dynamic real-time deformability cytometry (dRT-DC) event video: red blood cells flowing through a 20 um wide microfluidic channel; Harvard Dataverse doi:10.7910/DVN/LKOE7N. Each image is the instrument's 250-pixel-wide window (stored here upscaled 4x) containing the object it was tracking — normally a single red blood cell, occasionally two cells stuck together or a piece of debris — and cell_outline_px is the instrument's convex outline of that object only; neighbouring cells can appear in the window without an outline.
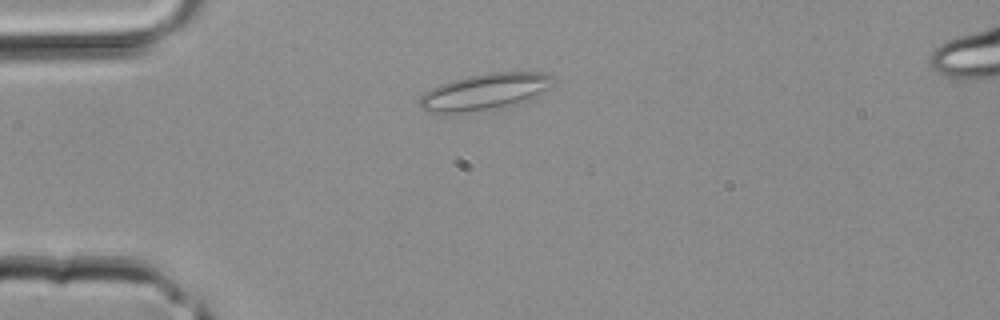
{"species": "common noctule bat (a hibernating species)", "species_latin": "Nyctalus noctula", "temperature_condition": "room temperature", "stored_images_in_passage": 30, "camera_frame_rate_fps": 3000, "um_per_image_px": 0.085, "animal": {"sex": "male", "body_mass_g": 20.4}, "frame": {"image": 1, "passage_image": 1, "time_ms": 0.0, "image_size_px": [1000, 320], "cell_outline_px": [[556, 84], [516, 104], [452, 116], [440, 116], [428, 112], [420, 108], [420, 96], [424, 92], [440, 84], [452, 80], [468, 76], [488, 72], [540, 72], [552, 76], [556, 80]], "centroid_in_image_um": [41.11, 7.84], "position_along_channel_um": 43.9, "area_um2": 28.9}}
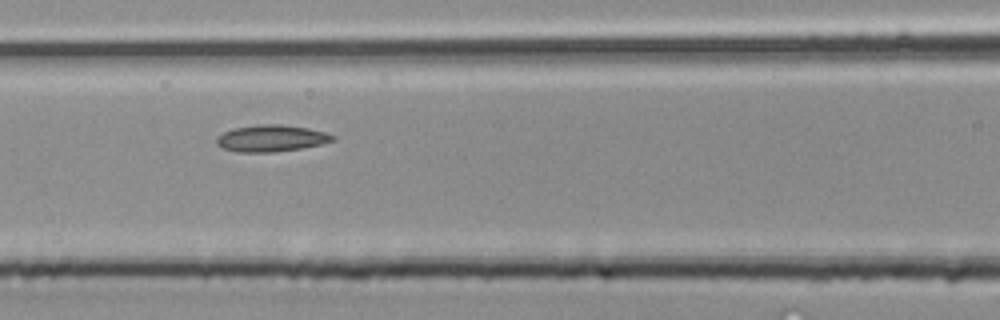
{"frame": {"image": 2, "passage_image": 8, "time_ms": 2.333, "image_size_px": [1000, 320], "cell_outline_px": [[336, 140], [324, 144], [300, 148], [272, 152], [236, 152], [220, 148], [216, 144], [216, 136], [232, 128], [260, 124], [280, 124], [308, 128], [324, 132], [336, 136]], "centroid_in_image_um": [23.03, 11.76], "position_along_channel_um": 143.6, "area_um2": 18.26}}
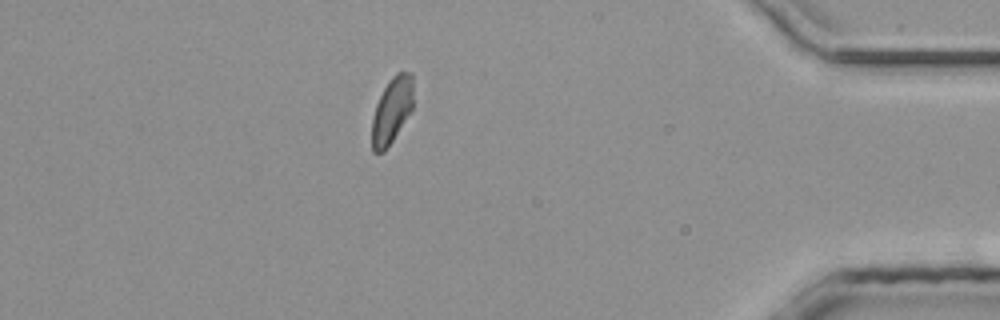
{"frame": {"image": 3, "passage_image": 25, "time_ms": 8.0, "image_size_px": [1000, 320], "cell_outline_px": [[412, 108], [392, 140], [384, 152], [372, 152], [372, 116], [376, 104], [388, 80], [396, 72], [412, 72]], "centroid_in_image_um": [33.28, 9.36], "position_along_channel_um": 401.9, "area_um2": 15.66}}